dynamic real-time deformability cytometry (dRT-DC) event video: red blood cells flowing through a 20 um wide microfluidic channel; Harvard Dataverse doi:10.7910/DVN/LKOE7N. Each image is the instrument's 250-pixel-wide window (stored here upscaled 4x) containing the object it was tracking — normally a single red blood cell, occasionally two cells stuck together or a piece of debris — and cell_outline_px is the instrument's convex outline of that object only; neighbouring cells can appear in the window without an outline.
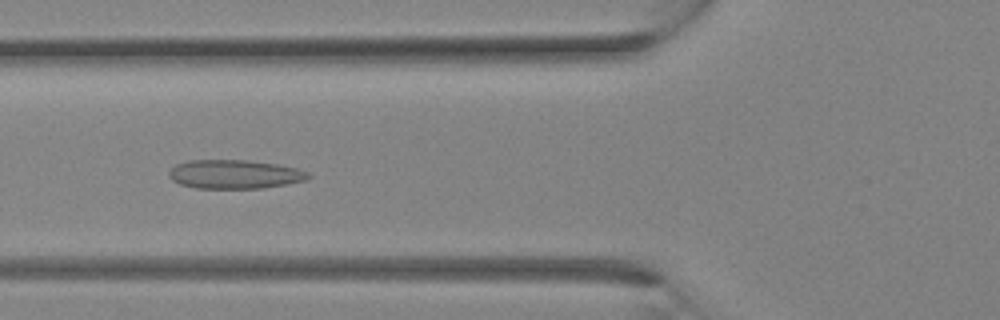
{"species": "Egyptian fruit bat (a non-hibernating species)", "species_latin": "Rousettus aegyptiacus", "temperature_condition": "room temperature", "stored_images_in_passage": 31, "camera_frame_rate_fps": 3000, "um_per_image_px": 0.085, "animal": {"sex": "female"}, "frame": {"image": 1, "passage_image": 11, "time_ms": 3.333, "image_size_px": [1000, 320], "cell_outline_px": [[312, 176], [308, 180], [264, 188], [196, 188], [180, 184], [172, 180], [168, 176], [168, 172], [176, 164], [188, 160], [248, 160], [276, 164], [296, 168], [308, 172]], "centroid_in_image_um": [19.95, 14.81], "position_along_channel_um": 105.9, "area_um2": 23.52}}
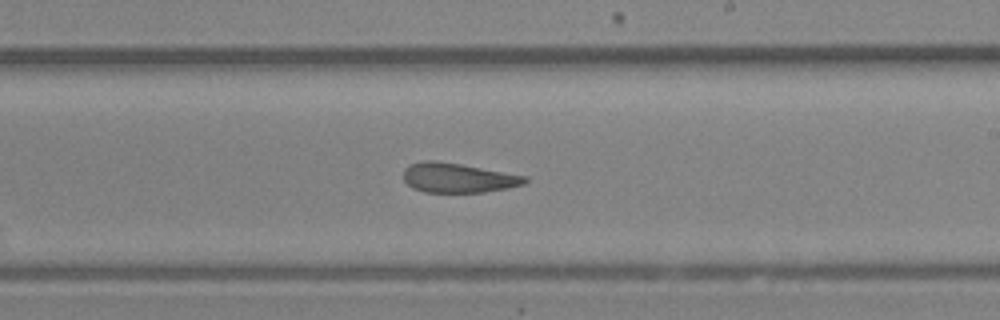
{"frame": {"image": 2, "passage_image": 18, "time_ms": 5.667, "image_size_px": [1000, 320], "cell_outline_px": [[528, 180], [524, 184], [508, 188], [484, 192], [424, 192], [412, 188], [404, 180], [404, 168], [408, 164], [424, 160], [436, 160], [460, 164], [528, 176]], "centroid_in_image_um": [38.91, 15.11], "position_along_channel_um": 250.1, "area_um2": 21.04}}
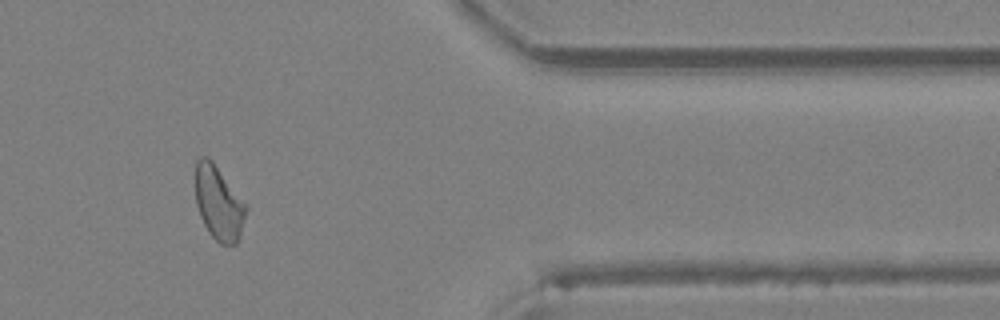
{"frame": {"image": 3, "passage_image": 26, "time_ms": 8.333, "image_size_px": [1000, 320], "cell_outline_px": [[248, 208], [240, 236], [236, 244], [220, 244], [212, 236], [204, 224], [200, 216], [196, 204], [196, 160], [200, 156], [208, 156], [212, 160]], "centroid_in_image_um": [18.58, 17.26], "position_along_channel_um": 392.8, "area_um2": 21.56}}